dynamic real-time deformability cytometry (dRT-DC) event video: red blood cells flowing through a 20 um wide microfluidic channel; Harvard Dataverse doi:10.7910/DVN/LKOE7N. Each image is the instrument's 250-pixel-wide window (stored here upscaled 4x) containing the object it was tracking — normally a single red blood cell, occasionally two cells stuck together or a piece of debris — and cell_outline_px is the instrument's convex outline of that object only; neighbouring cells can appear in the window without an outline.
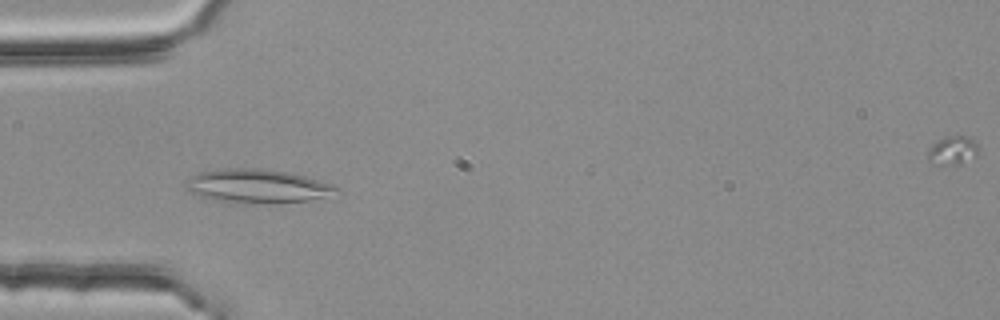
{"species": "common noctule bat (a hibernating species)", "species_latin": "Nyctalus noctula", "temperature_condition": "room temperature", "stored_images_in_passage": 52, "camera_frame_rate_fps": 3000, "um_per_image_px": 0.085, "animal": {"sex": "female", "body_mass_g": 25.1}, "frame": {"image": 1, "passage_image": 16, "time_ms": 5.0, "image_size_px": [1000, 320], "cell_outline_px": [[340, 188], [320, 196], [308, 200], [216, 200], [200, 196], [188, 192], [184, 188], [184, 184], [188, 176], [200, 172], [224, 168], [256, 168], [288, 172], [304, 176], [332, 184]], "centroid_in_image_um": [21.7, 15.74], "position_along_channel_um": 63.3, "area_um2": 27.86}}
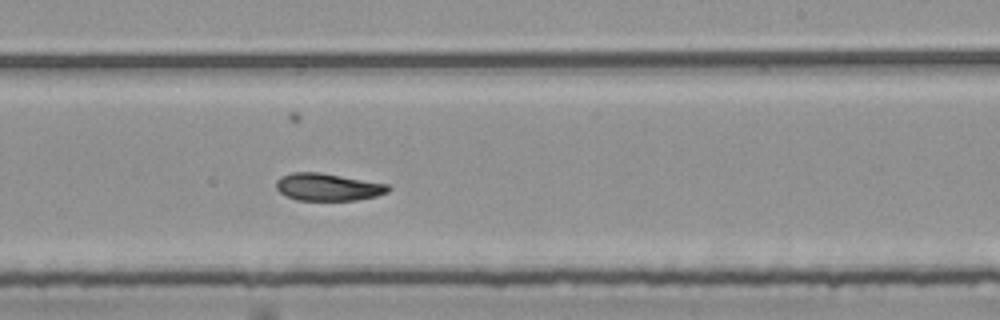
{"frame": {"image": 2, "passage_image": 32, "time_ms": 10.333, "image_size_px": [1000, 320], "cell_outline_px": [[392, 188], [388, 192], [376, 196], [356, 200], [296, 200], [280, 192], [276, 188], [276, 180], [280, 176], [292, 172], [320, 172], [388, 184]], "centroid_in_image_um": [27.87, 15.89], "position_along_channel_um": 261.1, "area_um2": 17.92}}
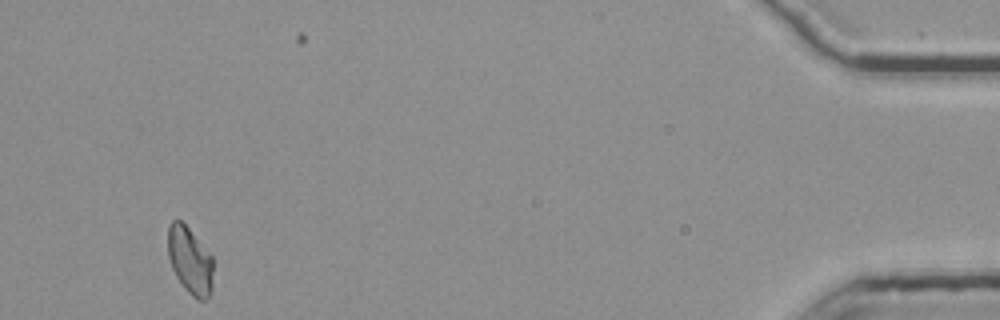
{"frame": {"image": 3, "passage_image": 51, "time_ms": 16.667, "image_size_px": [1000, 320], "cell_outline_px": [[212, 288], [208, 300], [196, 300], [184, 288], [176, 276], [172, 268], [168, 256], [168, 224], [172, 220], [180, 220], [188, 228], [212, 256]], "centroid_in_image_um": [16.14, 22.17], "position_along_channel_um": 419.1, "area_um2": 17.69}, "authors_computed_cell_mechanics": {"area_um2": 18.5827, "velocity_mm_per_s": 3.7485, "shape_relaxation_time_tau1_ms": null, "shape_relaxation_time_tau2_ms": 8.6023, "deformation_change_tau1": null, "deformation_change_tau2": 0.1388}}